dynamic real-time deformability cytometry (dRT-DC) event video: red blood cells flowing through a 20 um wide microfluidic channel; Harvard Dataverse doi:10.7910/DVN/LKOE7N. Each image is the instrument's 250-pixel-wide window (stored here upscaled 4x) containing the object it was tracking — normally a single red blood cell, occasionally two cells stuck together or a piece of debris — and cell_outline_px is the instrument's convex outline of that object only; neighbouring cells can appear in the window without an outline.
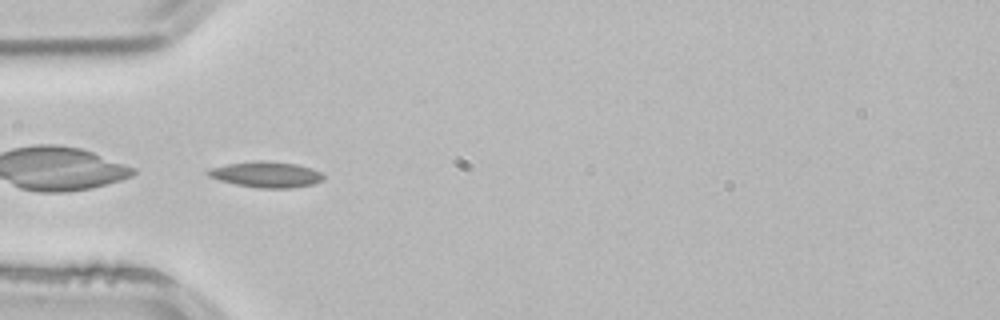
{"species": "common noctule bat (a hibernating species)", "species_latin": "Nyctalus noctula", "temperature_condition": "room temperature", "stored_images_in_passage": 4, "camera_frame_rate_fps": 3000, "um_per_image_px": 0.085, "animal": {"sex": "male", "body_mass_g": 21.5, "forearm_length_mm": 52.0}, "frame": {"image": 1, "passage_image": 4, "time_ms": 1.0, "image_size_px": [1000, 320], "cell_outline_px": [[324, 180], [312, 184], [292, 188], [260, 188], [236, 184], [220, 180], [208, 176], [204, 172], [212, 168], [228, 164], [256, 160], [264, 160], [296, 164], [312, 168], [320, 172], [324, 176]], "centroid_in_image_um": [22.65, 14.83], "position_along_channel_um": 62.4, "area_um2": 17.34}}